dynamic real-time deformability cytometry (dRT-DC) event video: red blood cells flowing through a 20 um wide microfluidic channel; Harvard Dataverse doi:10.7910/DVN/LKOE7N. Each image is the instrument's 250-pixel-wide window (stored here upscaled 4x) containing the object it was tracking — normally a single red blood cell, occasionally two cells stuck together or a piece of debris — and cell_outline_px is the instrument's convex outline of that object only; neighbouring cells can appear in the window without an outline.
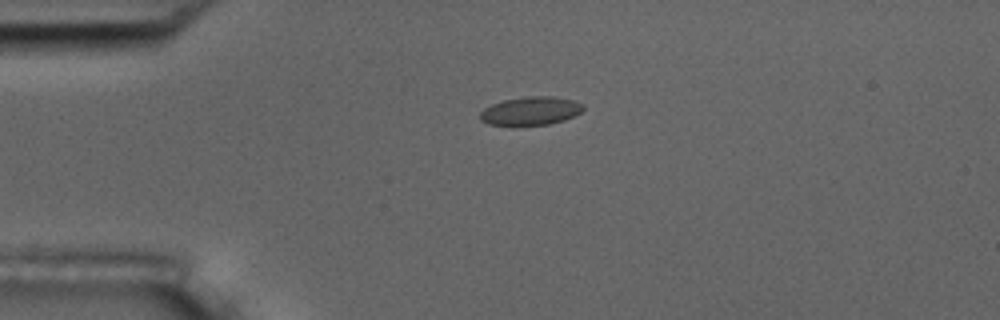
{"species": "common noctule bat (a hibernating species)", "species_latin": "Nyctalus noctula", "temperature_condition": "room temperature", "stored_images_in_passage": 3, "camera_frame_rate_fps": 3000, "um_per_image_px": 0.085, "animal": {"sex": "male", "body_mass_g": 17.5, "forearm_length_mm": 52.3}, "frame": {"image": 1, "passage_image": 1, "time_ms": 0.0, "image_size_px": [1000, 320], "cell_outline_px": [[584, 108], [580, 112], [564, 120], [548, 124], [512, 128], [488, 124], [480, 120], [480, 112], [484, 108], [492, 104], [504, 100], [528, 96], [556, 96], [572, 100], [584, 104]], "centroid_in_image_um": [45.05, 9.46], "position_along_channel_um": 39.9, "area_um2": 17.63}}